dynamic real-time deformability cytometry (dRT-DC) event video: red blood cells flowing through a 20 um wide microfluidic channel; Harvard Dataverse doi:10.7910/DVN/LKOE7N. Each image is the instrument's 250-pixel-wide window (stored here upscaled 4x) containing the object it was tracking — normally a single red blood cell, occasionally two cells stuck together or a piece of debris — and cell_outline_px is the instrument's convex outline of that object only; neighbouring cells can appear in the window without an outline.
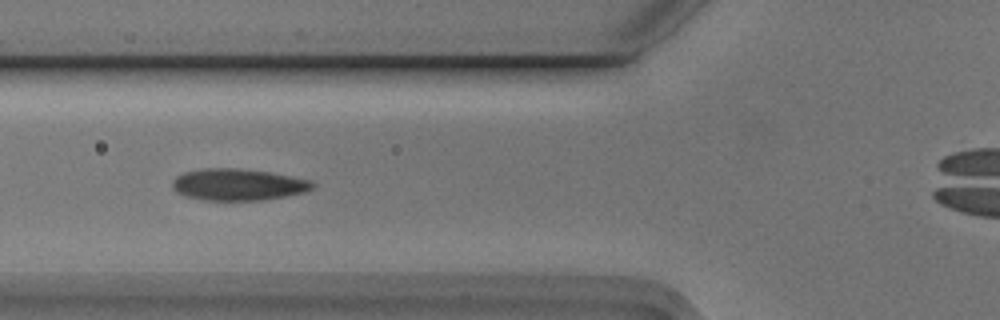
{"species": "Egyptian fruit bat (a non-hibernating species)", "species_latin": "Rousettus aegyptiacus", "temperature_condition": "cold", "stored_images_in_passage": 47, "camera_frame_rate_fps": 3000, "um_per_image_px": 0.085, "animal": {"sex": "male"}, "frame": {"image": 1, "passage_image": 12, "time_ms": 3.667, "image_size_px": [1000, 320], "cell_outline_px": [[316, 188], [304, 192], [264, 200], [204, 200], [184, 196], [176, 192], [172, 188], [172, 180], [176, 176], [184, 172], [204, 168], [236, 168], [268, 172], [312, 180], [316, 184]], "centroid_in_image_um": [20.23, 15.69], "position_along_channel_um": 105.6, "area_um2": 26.01}}
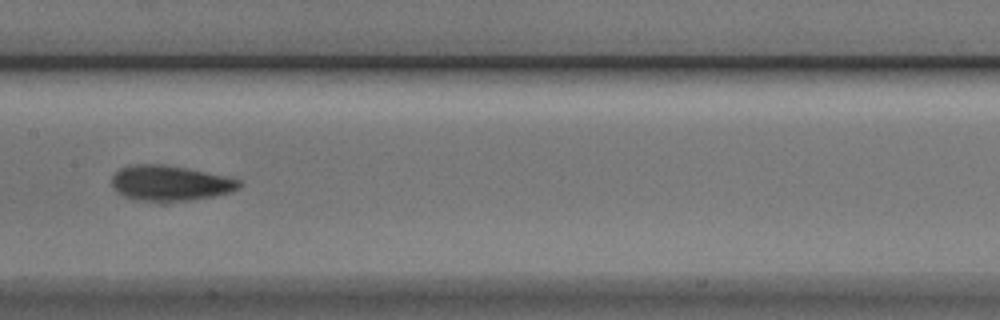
{"frame": {"image": 2, "passage_image": 19, "time_ms": 6.0, "image_size_px": [1000, 320], "cell_outline_px": [[244, 184], [240, 188], [232, 192], [216, 196], [164, 204], [160, 204], [132, 200], [116, 192], [112, 184], [112, 176], [120, 168], [128, 164], [160, 164], [184, 168], [244, 180]], "centroid_in_image_um": [14.45, 15.61], "position_along_channel_um": 192.9, "area_um2": 27.11}}
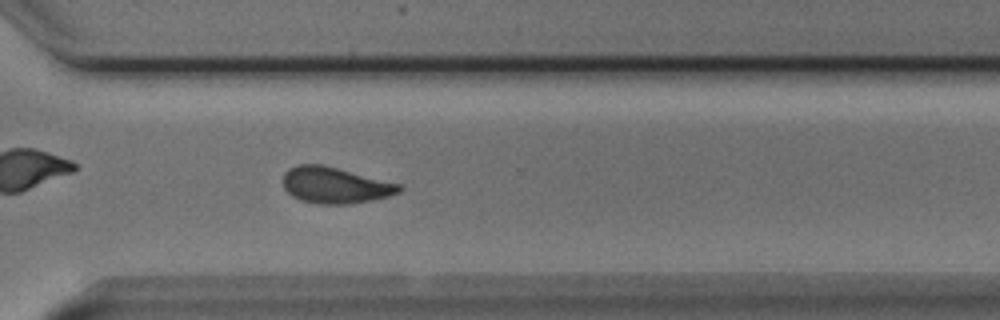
{"frame": {"image": 3, "passage_image": 31, "time_ms": 10.0, "image_size_px": [1000, 320], "cell_outline_px": [[404, 188], [400, 192], [388, 196], [372, 200], [348, 204], [316, 204], [300, 200], [292, 196], [284, 188], [284, 172], [288, 168], [296, 164], [320, 164], [400, 184]], "centroid_in_image_um": [28.46, 15.75], "position_along_channel_um": 342.1, "area_um2": 24.39}, "authors_computed_cell_mechanics": {"area_um2": 24.565, "velocity_mm_per_s": 3.7459, "shape_relaxation_time_tau1_ms": 4.4925, "shape_relaxation_time_tau2_ms": 3.084, "deformation_change_tau1": 0.116, "deformation_change_tau2": 0.0743}}